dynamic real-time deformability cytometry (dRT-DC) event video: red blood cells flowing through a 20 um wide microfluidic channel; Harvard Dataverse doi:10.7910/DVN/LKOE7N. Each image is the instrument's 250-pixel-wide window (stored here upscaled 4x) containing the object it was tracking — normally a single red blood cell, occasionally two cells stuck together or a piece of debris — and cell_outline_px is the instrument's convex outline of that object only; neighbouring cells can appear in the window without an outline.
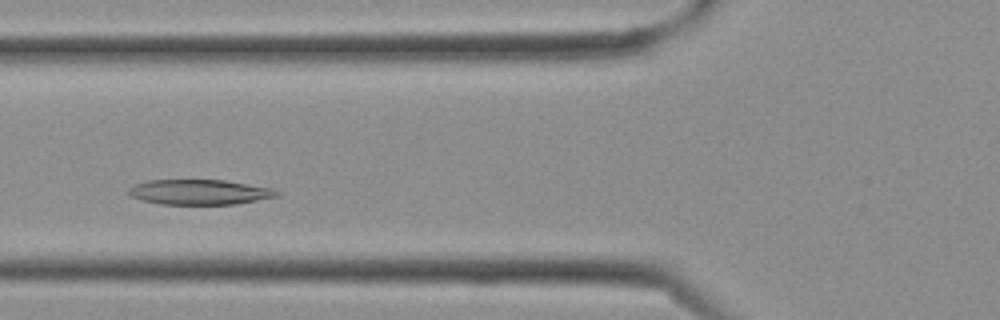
{"species": "Egyptian fruit bat (a non-hibernating species)", "species_latin": "Rousettus aegyptiacus", "temperature_condition": "cold", "stored_images_in_passage": 18, "camera_frame_rate_fps": 3000, "um_per_image_px": 0.085, "frame": {"image": 1, "passage_image": 7, "time_ms": 2.0, "image_size_px": [1000, 320], "cell_outline_px": [[280, 196], [236, 204], [160, 204], [128, 196], [128, 188], [132, 184], [148, 180], [224, 180], [272, 188], [280, 192]], "centroid_in_image_um": [16.94, 16.32], "position_along_channel_um": 108.9, "area_um2": 21.79}}
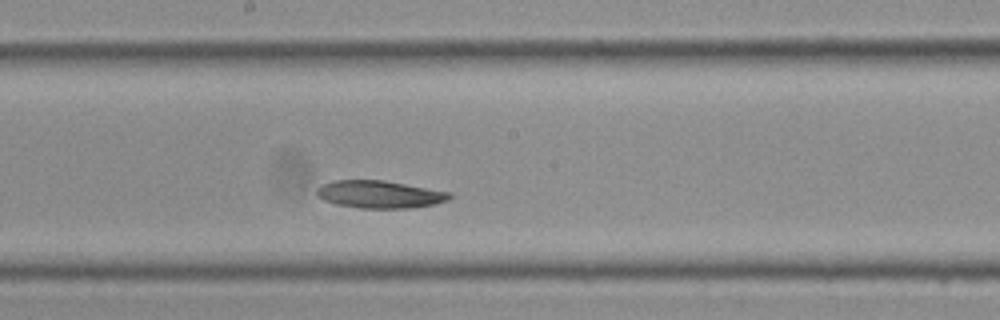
{"frame": {"image": 2, "passage_image": 12, "time_ms": 3.667, "image_size_px": [1000, 320], "cell_outline_px": [[452, 196], [448, 200], [436, 204], [412, 208], [360, 208], [336, 204], [324, 200], [316, 196], [316, 188], [332, 180], [384, 180], [452, 192]], "centroid_in_image_um": [32.28, 16.52], "position_along_channel_um": 215.9, "area_um2": 21.5}}
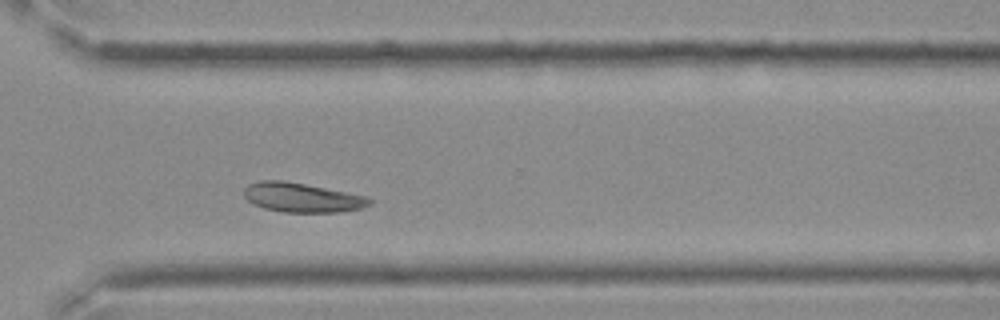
{"frame": {"image": 3, "passage_image": 18, "time_ms": 5.667, "image_size_px": [1000, 320], "cell_outline_px": [[372, 204], [360, 208], [340, 212], [284, 212], [264, 208], [252, 204], [244, 196], [244, 188], [248, 184], [260, 180], [284, 180], [368, 196], [372, 200]], "centroid_in_image_um": [25.66, 16.78], "position_along_channel_um": 344.9, "area_um2": 21.56}}